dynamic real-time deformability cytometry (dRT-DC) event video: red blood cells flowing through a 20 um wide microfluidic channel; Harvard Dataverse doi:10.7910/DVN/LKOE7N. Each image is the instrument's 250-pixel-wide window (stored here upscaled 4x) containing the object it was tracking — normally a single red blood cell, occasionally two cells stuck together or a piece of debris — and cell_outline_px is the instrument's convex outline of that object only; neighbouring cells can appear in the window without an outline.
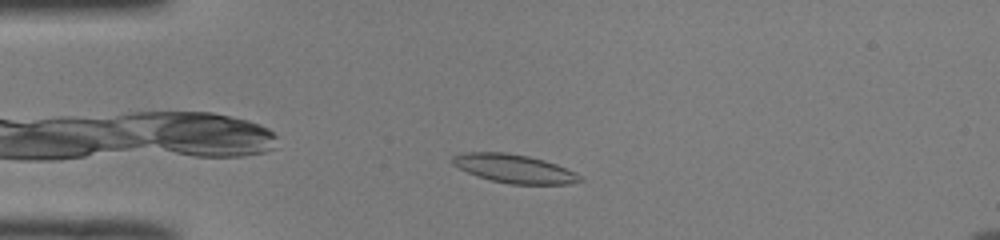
{"species": "common noctule bat (a hibernating species)", "species_latin": "Nyctalus noctula", "temperature_condition": "room temperature", "stored_images_in_passage": 42, "camera_frame_rate_fps": 3000, "um_per_image_px": 0.085, "animal": {"sex": "male", "body_mass_g": 19.0, "forearm_length_mm": 50.8}, "frame": {"image": 1, "passage_image": 5, "time_ms": 1.333, "image_size_px": [1000, 240], "cell_outline_px": [[584, 180], [568, 184], [508, 184], [476, 176], [452, 164], [452, 156], [460, 152], [504, 152], [528, 156], [544, 160], [556, 164], [576, 172]], "centroid_in_image_um": [43.7, 14.33], "position_along_channel_um": 41.3, "area_um2": 21.21}}
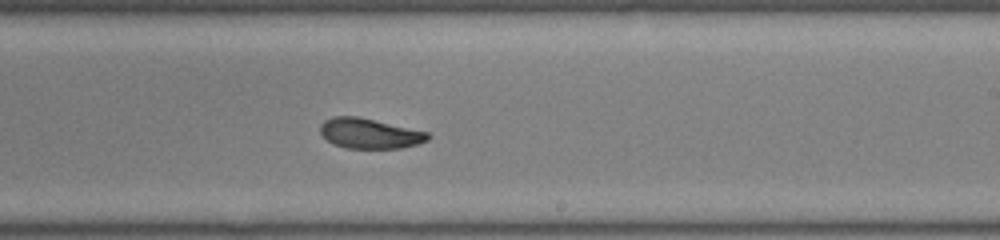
{"frame": {"image": 2, "passage_image": 23, "time_ms": 7.333, "image_size_px": [1000, 240], "cell_outline_px": [[432, 136], [428, 140], [416, 144], [400, 148], [348, 148], [332, 144], [320, 132], [320, 124], [324, 120], [332, 116], [356, 116], [428, 132]], "centroid_in_image_um": [31.4, 11.34], "position_along_channel_um": 257.6, "area_um2": 18.79}}
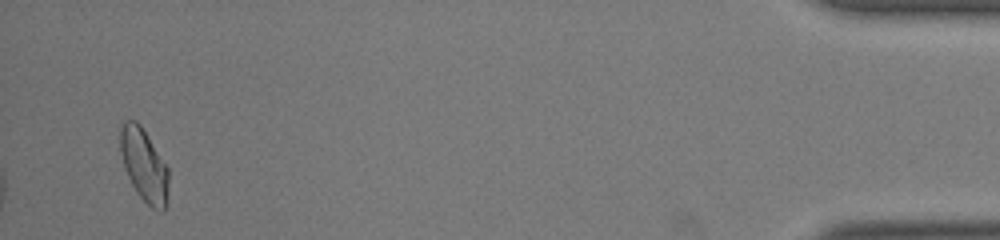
{"frame": {"image": 3, "passage_image": 41, "time_ms": 13.333, "image_size_px": [1000, 240], "cell_outline_px": [[168, 184], [164, 212], [160, 212], [152, 208], [136, 192], [128, 176], [120, 152], [120, 124], [124, 120], [136, 120], [140, 124], [168, 168]], "centroid_in_image_um": [12.23, 14.01], "position_along_channel_um": 423.0, "area_um2": 20.23}, "authors_computed_cell_mechanics": {"area_um2": 19.941, "velocity_mm_per_s": 4.061, "shape_relaxation_time_tau1_ms": 3.1517, "shape_relaxation_time_tau2_ms": 1.7996, "deformation_change_tau1": 0.1461, "deformation_change_tau2": 0.0728}}